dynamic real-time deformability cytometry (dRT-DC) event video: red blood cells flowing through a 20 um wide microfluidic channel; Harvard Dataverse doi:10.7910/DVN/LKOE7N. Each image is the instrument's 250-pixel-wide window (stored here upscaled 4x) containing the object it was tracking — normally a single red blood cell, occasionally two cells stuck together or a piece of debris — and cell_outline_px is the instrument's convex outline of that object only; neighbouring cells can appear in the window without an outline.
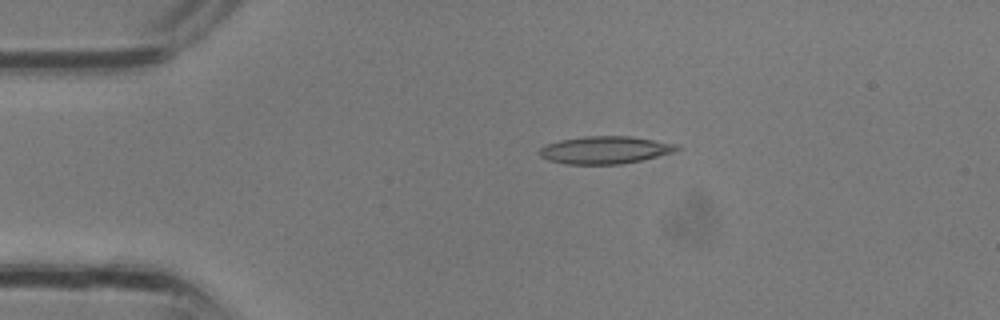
{"species": "common noctule bat (a hibernating species)", "species_latin": "Nyctalus noctula", "temperature_condition": "room temperature", "stored_images_in_passage": 2, "camera_frame_rate_fps": 3000, "um_per_image_px": 0.085, "animal": {"sex": "male", "body_mass_g": 13.3}, "frame": {"image": 1, "passage_image": 1, "time_ms": 0.0, "image_size_px": [1000, 320], "cell_outline_px": [[680, 148], [672, 152], [640, 160], [620, 164], [564, 164], [548, 160], [540, 156], [540, 148], [544, 144], [560, 140], [584, 136], [632, 136], [680, 144]], "centroid_in_image_um": [51.41, 12.74], "position_along_channel_um": 33.6, "area_um2": 22.08}}